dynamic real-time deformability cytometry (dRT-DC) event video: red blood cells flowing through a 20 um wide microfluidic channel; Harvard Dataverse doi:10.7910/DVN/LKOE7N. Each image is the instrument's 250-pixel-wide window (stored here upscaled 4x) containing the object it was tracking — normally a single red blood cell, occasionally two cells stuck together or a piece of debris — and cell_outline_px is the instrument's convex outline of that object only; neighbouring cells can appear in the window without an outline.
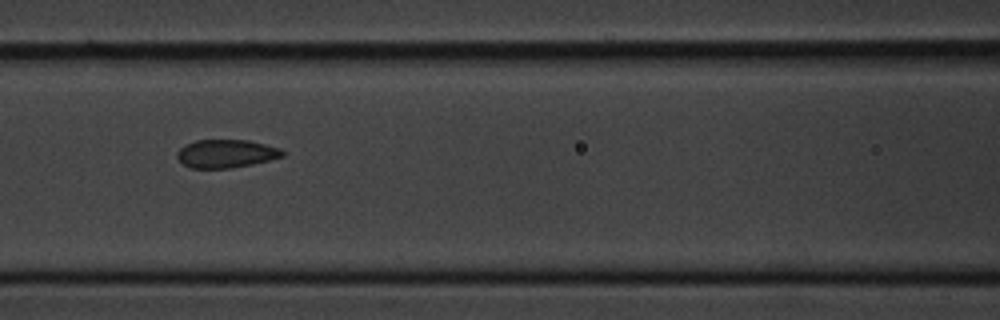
{"species": "common noctule bat (a hibernating species)", "species_latin": "Nyctalus noctula", "temperature_condition": "cold", "stored_images_in_passage": 8, "camera_frame_rate_fps": 3000, "um_per_image_px": 0.085, "animal": {"sex": "male", "body_mass_g": 20.1, "forearm_length_mm": 53.5}, "frame": {"image": 1, "passage_image": 5, "time_ms": 5.667, "image_size_px": [1000, 320], "cell_outline_px": [[284, 156], [252, 164], [232, 168], [192, 168], [184, 164], [176, 156], [176, 152], [184, 144], [196, 140], [248, 140], [280, 148], [284, 152]], "centroid_in_image_um": [19.2, 13.05], "position_along_channel_um": 147.4, "area_um2": 17.28}}
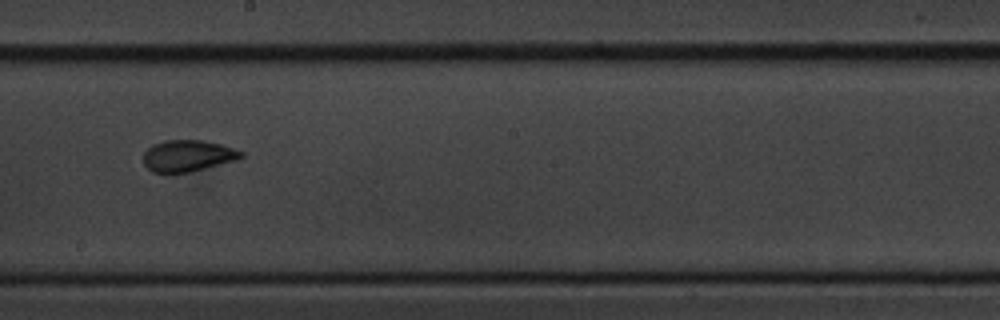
{"frame": {"image": 2, "passage_image": 7, "time_ms": 8.0, "image_size_px": [1000, 320], "cell_outline_px": [[244, 156], [236, 160], [188, 172], [168, 176], [152, 172], [144, 164], [144, 152], [152, 144], [164, 140], [204, 140], [220, 144], [244, 152]], "centroid_in_image_um": [15.91, 13.27], "position_along_channel_um": 232.3, "area_um2": 18.26}}
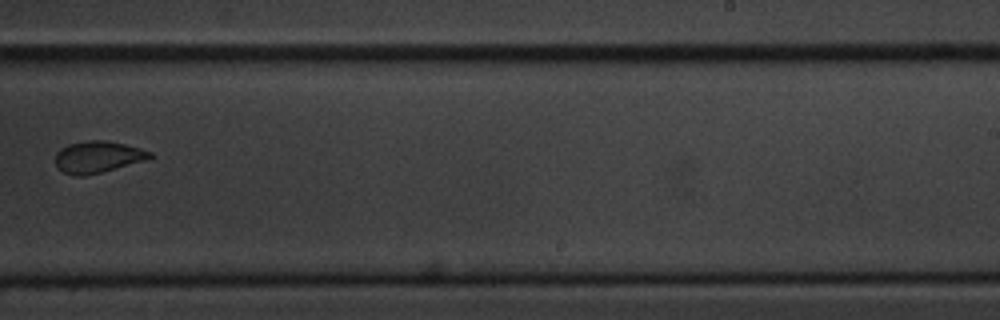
{"frame": {"image": 3, "passage_image": 8, "time_ms": 9.333, "image_size_px": [1000, 320], "cell_outline_px": [[156, 156], [144, 160], [100, 172], [84, 176], [76, 176], [64, 172], [56, 164], [56, 152], [60, 148], [68, 144], [88, 140], [104, 140], [124, 144], [140, 148], [152, 152]], "centroid_in_image_um": [8.31, 13.32], "position_along_channel_um": 280.7, "area_um2": 17.22}}